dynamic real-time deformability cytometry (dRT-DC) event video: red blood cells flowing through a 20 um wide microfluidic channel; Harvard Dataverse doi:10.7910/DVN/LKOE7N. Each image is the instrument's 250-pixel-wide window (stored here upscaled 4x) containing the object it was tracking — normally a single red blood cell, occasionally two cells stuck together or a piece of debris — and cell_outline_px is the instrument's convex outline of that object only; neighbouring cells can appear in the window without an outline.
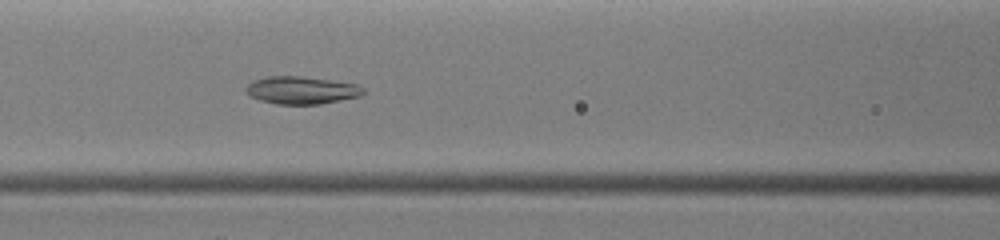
{"species": "common noctule bat (a hibernating species)", "species_latin": "Nyctalus noctula", "temperature_condition": "warm", "stored_images_in_passage": 18, "camera_frame_rate_fps": 3000, "um_per_image_px": 0.085, "animal": {"sex": "female", "body_mass_g": 19.0, "forearm_length_mm": 51.5}, "frame": {"image": 1, "passage_image": 7, "time_ms": 3.667, "image_size_px": [1000, 240], "cell_outline_px": [[364, 92], [360, 96], [320, 104], [276, 104], [260, 100], [252, 96], [248, 92], [248, 84], [252, 80], [268, 76], [304, 76], [356, 84], [364, 88]], "centroid_in_image_um": [25.65, 7.66], "position_along_channel_um": 141.0, "area_um2": 18.67}}
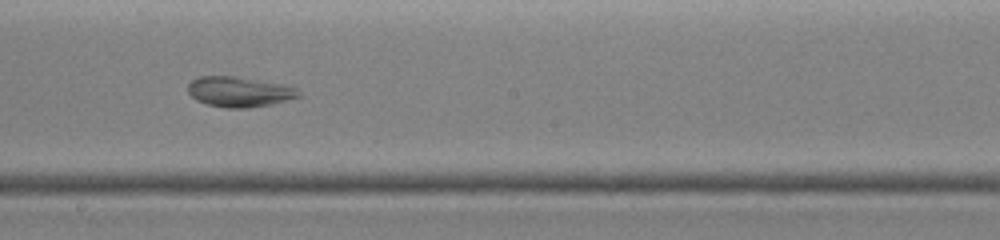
{"frame": {"image": 2, "passage_image": 10, "time_ms": 5.333, "image_size_px": [1000, 240], "cell_outline_px": [[300, 96], [272, 104], [248, 108], [228, 108], [208, 104], [196, 100], [188, 92], [188, 84], [192, 80], [200, 76], [232, 76], [284, 84], [296, 88], [300, 92]], "centroid_in_image_um": [20.33, 7.8], "position_along_channel_um": 227.9, "area_um2": 19.36}}
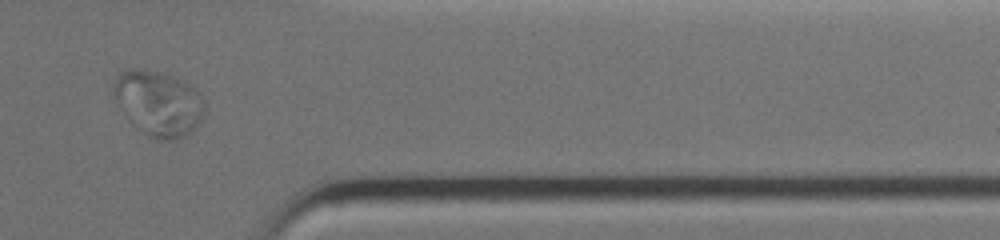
{"frame": {"image": 3, "passage_image": 16, "time_ms": 8.667, "image_size_px": [1000, 240], "cell_outline_px": [[204, 112], [200, 120], [192, 132], [176, 140], [152, 140], [136, 128], [132, 124], [120, 108], [112, 92], [116, 72], [128, 68], [136, 68], [176, 76], [184, 80], [200, 92], [204, 100]], "centroid_in_image_um": [13.45, 8.77], "position_along_channel_um": 397.9, "area_um2": 35.2}}